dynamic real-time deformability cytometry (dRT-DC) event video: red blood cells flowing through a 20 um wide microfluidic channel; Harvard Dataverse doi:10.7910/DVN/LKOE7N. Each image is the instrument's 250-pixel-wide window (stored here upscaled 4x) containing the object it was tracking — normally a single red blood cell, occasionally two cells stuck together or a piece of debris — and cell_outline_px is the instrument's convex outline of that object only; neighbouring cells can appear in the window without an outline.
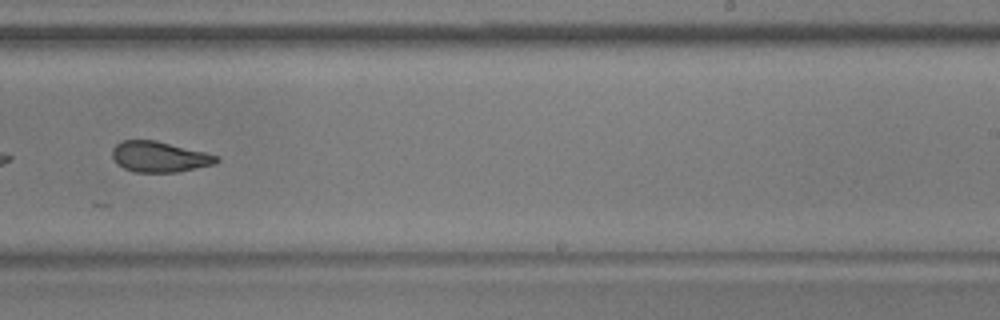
{"species": "common noctule bat (a hibernating species)", "species_latin": "Nyctalus noctula", "temperature_condition": "warm", "stored_images_in_passage": 38, "camera_frame_rate_fps": 3000, "um_per_image_px": 0.085, "animal": {"sex": "male", "body_mass_g": 17.9, "forearm_length_mm": 54.2}, "frame": {"image": 1, "passage_image": 22, "time_ms": 7.0, "image_size_px": [1000, 320], "cell_outline_px": [[220, 160], [216, 164], [176, 172], [132, 172], [116, 164], [112, 156], [112, 148], [120, 140], [156, 140], [220, 156]], "centroid_in_image_um": [13.53, 13.33], "position_along_channel_um": 275.5, "area_um2": 18.79}, "authors_computed_cell_mechanics": {"area_um2": 19.5364, "velocity_mm_per_s": 3.8275, "shape_relaxation_time_tau1_ms": 9.7252, "shape_relaxation_time_tau2_ms": 2.3704, "deformation_change_tau1": 0.2093, "deformation_change_tau2": 0.0924}}